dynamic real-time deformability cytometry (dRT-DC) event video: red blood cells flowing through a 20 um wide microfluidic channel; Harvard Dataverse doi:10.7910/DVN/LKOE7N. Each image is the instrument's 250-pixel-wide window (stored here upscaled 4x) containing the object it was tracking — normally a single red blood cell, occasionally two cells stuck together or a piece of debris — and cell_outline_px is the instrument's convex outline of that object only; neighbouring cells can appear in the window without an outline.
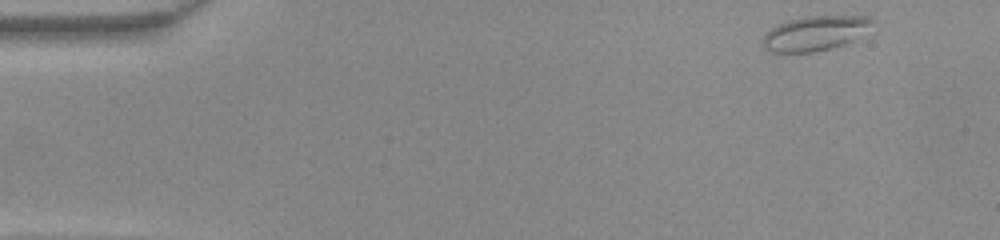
{"species": "common noctule bat (a hibernating species)", "species_latin": "Nyctalus noctula", "temperature_condition": "warm", "stored_images_in_passage": 45, "camera_frame_rate_fps": 3000, "um_per_image_px": 0.085, "animal": {"sex": "female", "body_mass_g": 22.0, "forearm_length_mm": 56.7}, "frame": {"image": 1, "passage_image": 1, "time_ms": 0.0, "image_size_px": [1000, 240], "cell_outline_px": [[880, 24], [852, 40], [844, 44], [812, 52], [768, 52], [764, 48], [764, 36], [772, 28], [788, 20], [808, 16], [868, 16], [876, 20]], "centroid_in_image_um": [69.39, 2.81], "position_along_channel_um": 15.6, "area_um2": 22.14}}
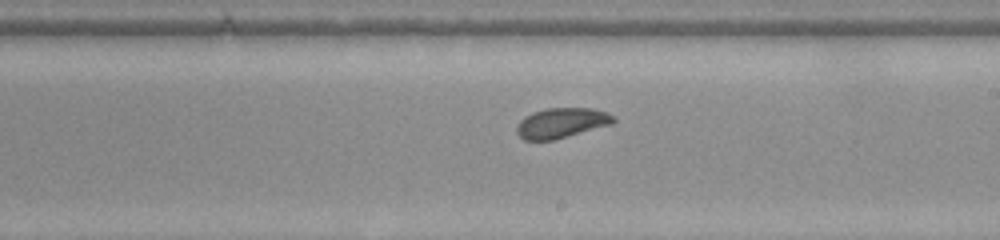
{"frame": {"image": 2, "passage_image": 25, "time_ms": 8.0, "image_size_px": [1000, 240], "cell_outline_px": [[616, 120], [612, 124], [552, 140], [524, 140], [516, 132], [516, 128], [520, 120], [532, 112], [548, 108], [592, 108], [604, 112], [612, 116]], "centroid_in_image_um": [47.7, 10.45], "position_along_channel_um": 241.3, "area_um2": 16.7}}
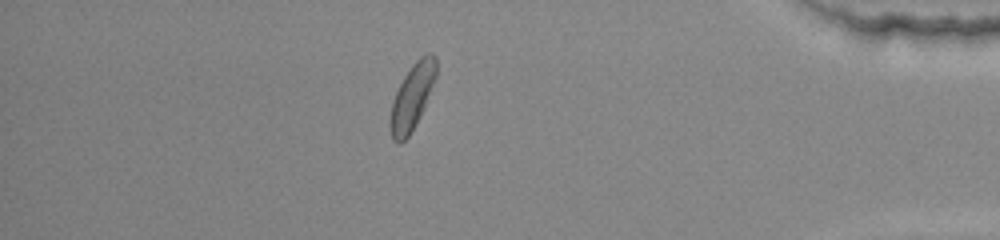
{"frame": {"image": 3, "passage_image": 39, "time_ms": 12.667, "image_size_px": [1000, 240], "cell_outline_px": [[436, 76], [424, 108], [420, 116], [408, 136], [400, 144], [396, 144], [392, 140], [392, 104], [396, 92], [404, 76], [412, 64], [420, 56], [428, 52], [432, 52], [436, 56]], "centroid_in_image_um": [35.07, 8.17], "position_along_channel_um": 400.1, "area_um2": 17.11}}